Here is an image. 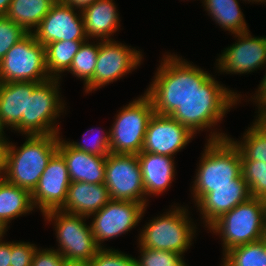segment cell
Segmentation results:
<instances>
[{
	"label": "cell",
	"instance_id": "6da1fadb",
	"mask_svg": "<svg viewBox=\"0 0 266 266\" xmlns=\"http://www.w3.org/2000/svg\"><path fill=\"white\" fill-rule=\"evenodd\" d=\"M162 60L145 93L154 113L170 116L211 74L177 55H163Z\"/></svg>",
	"mask_w": 266,
	"mask_h": 266
},
{
	"label": "cell",
	"instance_id": "7a4b0ae2",
	"mask_svg": "<svg viewBox=\"0 0 266 266\" xmlns=\"http://www.w3.org/2000/svg\"><path fill=\"white\" fill-rule=\"evenodd\" d=\"M210 133L193 181L195 206L212 187L237 185L243 179L239 148L227 134Z\"/></svg>",
	"mask_w": 266,
	"mask_h": 266
},
{
	"label": "cell",
	"instance_id": "3957f363",
	"mask_svg": "<svg viewBox=\"0 0 266 266\" xmlns=\"http://www.w3.org/2000/svg\"><path fill=\"white\" fill-rule=\"evenodd\" d=\"M59 137V135H27L26 141L18 148L7 141L3 178L10 184L32 193L49 160L58 151Z\"/></svg>",
	"mask_w": 266,
	"mask_h": 266
},
{
	"label": "cell",
	"instance_id": "277c9868",
	"mask_svg": "<svg viewBox=\"0 0 266 266\" xmlns=\"http://www.w3.org/2000/svg\"><path fill=\"white\" fill-rule=\"evenodd\" d=\"M211 75L203 85L189 96L170 116L187 126L194 134L217 126L240 96Z\"/></svg>",
	"mask_w": 266,
	"mask_h": 266
},
{
	"label": "cell",
	"instance_id": "5b68a950",
	"mask_svg": "<svg viewBox=\"0 0 266 266\" xmlns=\"http://www.w3.org/2000/svg\"><path fill=\"white\" fill-rule=\"evenodd\" d=\"M208 230L221 236L223 255L234 247L263 239L266 200L251 197L220 216Z\"/></svg>",
	"mask_w": 266,
	"mask_h": 266
},
{
	"label": "cell",
	"instance_id": "8992f818",
	"mask_svg": "<svg viewBox=\"0 0 266 266\" xmlns=\"http://www.w3.org/2000/svg\"><path fill=\"white\" fill-rule=\"evenodd\" d=\"M174 207L143 226L138 240L140 246L184 255L192 244L197 228L189 220L188 209L177 205Z\"/></svg>",
	"mask_w": 266,
	"mask_h": 266
},
{
	"label": "cell",
	"instance_id": "52a82bcc",
	"mask_svg": "<svg viewBox=\"0 0 266 266\" xmlns=\"http://www.w3.org/2000/svg\"><path fill=\"white\" fill-rule=\"evenodd\" d=\"M60 81L50 78L39 83L33 92H27L26 116L13 130L22 135H59L57 117L64 112L65 104L59 89Z\"/></svg>",
	"mask_w": 266,
	"mask_h": 266
},
{
	"label": "cell",
	"instance_id": "ba28073f",
	"mask_svg": "<svg viewBox=\"0 0 266 266\" xmlns=\"http://www.w3.org/2000/svg\"><path fill=\"white\" fill-rule=\"evenodd\" d=\"M45 221H54L58 251L67 262L88 264L101 249L86 224L88 217L51 210L43 214Z\"/></svg>",
	"mask_w": 266,
	"mask_h": 266
},
{
	"label": "cell",
	"instance_id": "9c48e42d",
	"mask_svg": "<svg viewBox=\"0 0 266 266\" xmlns=\"http://www.w3.org/2000/svg\"><path fill=\"white\" fill-rule=\"evenodd\" d=\"M153 114V103L146 93L124 106L109 129L111 153L139 154Z\"/></svg>",
	"mask_w": 266,
	"mask_h": 266
},
{
	"label": "cell",
	"instance_id": "30bf717a",
	"mask_svg": "<svg viewBox=\"0 0 266 266\" xmlns=\"http://www.w3.org/2000/svg\"><path fill=\"white\" fill-rule=\"evenodd\" d=\"M49 79L45 46L33 33L13 45L0 61V82L41 83Z\"/></svg>",
	"mask_w": 266,
	"mask_h": 266
},
{
	"label": "cell",
	"instance_id": "8fae6325",
	"mask_svg": "<svg viewBox=\"0 0 266 266\" xmlns=\"http://www.w3.org/2000/svg\"><path fill=\"white\" fill-rule=\"evenodd\" d=\"M110 198L135 201L147 207L143 179L137 154H113L106 157L105 180Z\"/></svg>",
	"mask_w": 266,
	"mask_h": 266
},
{
	"label": "cell",
	"instance_id": "7c38bea8",
	"mask_svg": "<svg viewBox=\"0 0 266 266\" xmlns=\"http://www.w3.org/2000/svg\"><path fill=\"white\" fill-rule=\"evenodd\" d=\"M146 207L135 201H121L111 199L98 212L93 213L90 222L91 231L97 245L109 239L119 237L138 225Z\"/></svg>",
	"mask_w": 266,
	"mask_h": 266
},
{
	"label": "cell",
	"instance_id": "4fadbf2b",
	"mask_svg": "<svg viewBox=\"0 0 266 266\" xmlns=\"http://www.w3.org/2000/svg\"><path fill=\"white\" fill-rule=\"evenodd\" d=\"M115 40H99V50L93 75V90L121 79L136 69L142 61V52Z\"/></svg>",
	"mask_w": 266,
	"mask_h": 266
},
{
	"label": "cell",
	"instance_id": "5bb4252c",
	"mask_svg": "<svg viewBox=\"0 0 266 266\" xmlns=\"http://www.w3.org/2000/svg\"><path fill=\"white\" fill-rule=\"evenodd\" d=\"M249 32L234 34L236 43L216 59L220 73L248 74L266 65V37H253Z\"/></svg>",
	"mask_w": 266,
	"mask_h": 266
},
{
	"label": "cell",
	"instance_id": "9a60e30c",
	"mask_svg": "<svg viewBox=\"0 0 266 266\" xmlns=\"http://www.w3.org/2000/svg\"><path fill=\"white\" fill-rule=\"evenodd\" d=\"M64 2H55L39 26L33 31L43 46L57 41H86L83 18Z\"/></svg>",
	"mask_w": 266,
	"mask_h": 266
},
{
	"label": "cell",
	"instance_id": "2e32d148",
	"mask_svg": "<svg viewBox=\"0 0 266 266\" xmlns=\"http://www.w3.org/2000/svg\"><path fill=\"white\" fill-rule=\"evenodd\" d=\"M194 135L187 126L171 116L154 113L148 122L141 152L174 157Z\"/></svg>",
	"mask_w": 266,
	"mask_h": 266
},
{
	"label": "cell",
	"instance_id": "e0dca14e",
	"mask_svg": "<svg viewBox=\"0 0 266 266\" xmlns=\"http://www.w3.org/2000/svg\"><path fill=\"white\" fill-rule=\"evenodd\" d=\"M70 178L65 159L57 151L49 160L37 187L31 193L33 207L42 214L59 210L66 200Z\"/></svg>",
	"mask_w": 266,
	"mask_h": 266
},
{
	"label": "cell",
	"instance_id": "ac0fdd59",
	"mask_svg": "<svg viewBox=\"0 0 266 266\" xmlns=\"http://www.w3.org/2000/svg\"><path fill=\"white\" fill-rule=\"evenodd\" d=\"M251 197L250 188L243 178L237 185L212 187V191L197 203V207L202 215L203 223L208 228L224 213Z\"/></svg>",
	"mask_w": 266,
	"mask_h": 266
},
{
	"label": "cell",
	"instance_id": "d6986e66",
	"mask_svg": "<svg viewBox=\"0 0 266 266\" xmlns=\"http://www.w3.org/2000/svg\"><path fill=\"white\" fill-rule=\"evenodd\" d=\"M58 152L66 161L71 182L104 183L106 157L77 150L61 137L58 141Z\"/></svg>",
	"mask_w": 266,
	"mask_h": 266
},
{
	"label": "cell",
	"instance_id": "ffe728a7",
	"mask_svg": "<svg viewBox=\"0 0 266 266\" xmlns=\"http://www.w3.org/2000/svg\"><path fill=\"white\" fill-rule=\"evenodd\" d=\"M111 200L104 183L71 182L64 205L59 209L65 213L89 217Z\"/></svg>",
	"mask_w": 266,
	"mask_h": 266
},
{
	"label": "cell",
	"instance_id": "44dd1931",
	"mask_svg": "<svg viewBox=\"0 0 266 266\" xmlns=\"http://www.w3.org/2000/svg\"><path fill=\"white\" fill-rule=\"evenodd\" d=\"M137 158L141 168L145 195L153 196L166 192L174 177V157L140 152ZM153 194V195H152Z\"/></svg>",
	"mask_w": 266,
	"mask_h": 266
},
{
	"label": "cell",
	"instance_id": "7402d4cb",
	"mask_svg": "<svg viewBox=\"0 0 266 266\" xmlns=\"http://www.w3.org/2000/svg\"><path fill=\"white\" fill-rule=\"evenodd\" d=\"M113 0H96L81 10L87 39L114 40L110 36L120 28V17Z\"/></svg>",
	"mask_w": 266,
	"mask_h": 266
},
{
	"label": "cell",
	"instance_id": "603a6c76",
	"mask_svg": "<svg viewBox=\"0 0 266 266\" xmlns=\"http://www.w3.org/2000/svg\"><path fill=\"white\" fill-rule=\"evenodd\" d=\"M37 82H0V131L13 129L26 116L27 92H33Z\"/></svg>",
	"mask_w": 266,
	"mask_h": 266
},
{
	"label": "cell",
	"instance_id": "cb8c5ba5",
	"mask_svg": "<svg viewBox=\"0 0 266 266\" xmlns=\"http://www.w3.org/2000/svg\"><path fill=\"white\" fill-rule=\"evenodd\" d=\"M34 210L31 193L0 178V223L8 229L15 218Z\"/></svg>",
	"mask_w": 266,
	"mask_h": 266
},
{
	"label": "cell",
	"instance_id": "d4e9b609",
	"mask_svg": "<svg viewBox=\"0 0 266 266\" xmlns=\"http://www.w3.org/2000/svg\"><path fill=\"white\" fill-rule=\"evenodd\" d=\"M203 7L223 30L238 34L248 31L238 0H203Z\"/></svg>",
	"mask_w": 266,
	"mask_h": 266
},
{
	"label": "cell",
	"instance_id": "484cf974",
	"mask_svg": "<svg viewBox=\"0 0 266 266\" xmlns=\"http://www.w3.org/2000/svg\"><path fill=\"white\" fill-rule=\"evenodd\" d=\"M54 3L53 0H11L6 16L33 33Z\"/></svg>",
	"mask_w": 266,
	"mask_h": 266
},
{
	"label": "cell",
	"instance_id": "4316f807",
	"mask_svg": "<svg viewBox=\"0 0 266 266\" xmlns=\"http://www.w3.org/2000/svg\"><path fill=\"white\" fill-rule=\"evenodd\" d=\"M245 131L241 141L229 137L241 152V160H256L266 163V120L259 114Z\"/></svg>",
	"mask_w": 266,
	"mask_h": 266
},
{
	"label": "cell",
	"instance_id": "83f0119b",
	"mask_svg": "<svg viewBox=\"0 0 266 266\" xmlns=\"http://www.w3.org/2000/svg\"><path fill=\"white\" fill-rule=\"evenodd\" d=\"M85 41H57L45 45L47 73L50 78L61 79L69 70L75 54Z\"/></svg>",
	"mask_w": 266,
	"mask_h": 266
},
{
	"label": "cell",
	"instance_id": "f1b7e54d",
	"mask_svg": "<svg viewBox=\"0 0 266 266\" xmlns=\"http://www.w3.org/2000/svg\"><path fill=\"white\" fill-rule=\"evenodd\" d=\"M99 50L98 43L89 44V39L82 43L78 52L73 58V62L68 70L72 75L84 81V90L86 93L93 90V75Z\"/></svg>",
	"mask_w": 266,
	"mask_h": 266
},
{
	"label": "cell",
	"instance_id": "f546056e",
	"mask_svg": "<svg viewBox=\"0 0 266 266\" xmlns=\"http://www.w3.org/2000/svg\"><path fill=\"white\" fill-rule=\"evenodd\" d=\"M222 258L221 266H266L264 239L234 247Z\"/></svg>",
	"mask_w": 266,
	"mask_h": 266
},
{
	"label": "cell",
	"instance_id": "4dcf8cb0",
	"mask_svg": "<svg viewBox=\"0 0 266 266\" xmlns=\"http://www.w3.org/2000/svg\"><path fill=\"white\" fill-rule=\"evenodd\" d=\"M242 175L253 198L266 200V163L256 160H241Z\"/></svg>",
	"mask_w": 266,
	"mask_h": 266
},
{
	"label": "cell",
	"instance_id": "1f68e13d",
	"mask_svg": "<svg viewBox=\"0 0 266 266\" xmlns=\"http://www.w3.org/2000/svg\"><path fill=\"white\" fill-rule=\"evenodd\" d=\"M140 259L135 258L136 266H187L182 254L166 250H155L138 246Z\"/></svg>",
	"mask_w": 266,
	"mask_h": 266
},
{
	"label": "cell",
	"instance_id": "d6a6232c",
	"mask_svg": "<svg viewBox=\"0 0 266 266\" xmlns=\"http://www.w3.org/2000/svg\"><path fill=\"white\" fill-rule=\"evenodd\" d=\"M27 34L28 32L22 26L17 25L6 15H0V61L13 45Z\"/></svg>",
	"mask_w": 266,
	"mask_h": 266
},
{
	"label": "cell",
	"instance_id": "836d02e7",
	"mask_svg": "<svg viewBox=\"0 0 266 266\" xmlns=\"http://www.w3.org/2000/svg\"><path fill=\"white\" fill-rule=\"evenodd\" d=\"M87 266H136L135 258L118 250L101 248Z\"/></svg>",
	"mask_w": 266,
	"mask_h": 266
},
{
	"label": "cell",
	"instance_id": "e575fe53",
	"mask_svg": "<svg viewBox=\"0 0 266 266\" xmlns=\"http://www.w3.org/2000/svg\"><path fill=\"white\" fill-rule=\"evenodd\" d=\"M98 129V128H97ZM93 130V128H90V130H87L84 134H83V142L86 140V135L87 132H91ZM99 133L101 135H97L94 136V140L92 141V143L90 144H86L83 142H70L68 141V143L75 149L77 150H81L84 151L88 154H92V155H97L100 157H107L111 151H110V132H100ZM103 133V134H102Z\"/></svg>",
	"mask_w": 266,
	"mask_h": 266
},
{
	"label": "cell",
	"instance_id": "d590c367",
	"mask_svg": "<svg viewBox=\"0 0 266 266\" xmlns=\"http://www.w3.org/2000/svg\"><path fill=\"white\" fill-rule=\"evenodd\" d=\"M37 247L29 242H11V266H32Z\"/></svg>",
	"mask_w": 266,
	"mask_h": 266
},
{
	"label": "cell",
	"instance_id": "8d00e7d4",
	"mask_svg": "<svg viewBox=\"0 0 266 266\" xmlns=\"http://www.w3.org/2000/svg\"><path fill=\"white\" fill-rule=\"evenodd\" d=\"M66 259L56 250L37 248L32 266H64Z\"/></svg>",
	"mask_w": 266,
	"mask_h": 266
},
{
	"label": "cell",
	"instance_id": "74e56055",
	"mask_svg": "<svg viewBox=\"0 0 266 266\" xmlns=\"http://www.w3.org/2000/svg\"><path fill=\"white\" fill-rule=\"evenodd\" d=\"M256 94V96H255ZM254 94V97H251L254 102L258 105V112L266 105V73L261 80L258 90ZM256 100V101H255Z\"/></svg>",
	"mask_w": 266,
	"mask_h": 266
},
{
	"label": "cell",
	"instance_id": "f35d334b",
	"mask_svg": "<svg viewBox=\"0 0 266 266\" xmlns=\"http://www.w3.org/2000/svg\"><path fill=\"white\" fill-rule=\"evenodd\" d=\"M11 241L0 240V266H11Z\"/></svg>",
	"mask_w": 266,
	"mask_h": 266
},
{
	"label": "cell",
	"instance_id": "ab89813d",
	"mask_svg": "<svg viewBox=\"0 0 266 266\" xmlns=\"http://www.w3.org/2000/svg\"><path fill=\"white\" fill-rule=\"evenodd\" d=\"M8 138L4 136L3 132H0V178H3L4 172V151Z\"/></svg>",
	"mask_w": 266,
	"mask_h": 266
},
{
	"label": "cell",
	"instance_id": "60d3db41",
	"mask_svg": "<svg viewBox=\"0 0 266 266\" xmlns=\"http://www.w3.org/2000/svg\"><path fill=\"white\" fill-rule=\"evenodd\" d=\"M96 0H63L64 3L72 6L73 8H79V11L88 5H91Z\"/></svg>",
	"mask_w": 266,
	"mask_h": 266
},
{
	"label": "cell",
	"instance_id": "b9f144b4",
	"mask_svg": "<svg viewBox=\"0 0 266 266\" xmlns=\"http://www.w3.org/2000/svg\"><path fill=\"white\" fill-rule=\"evenodd\" d=\"M11 0H0V15H6L10 6Z\"/></svg>",
	"mask_w": 266,
	"mask_h": 266
},
{
	"label": "cell",
	"instance_id": "7bdbcfd3",
	"mask_svg": "<svg viewBox=\"0 0 266 266\" xmlns=\"http://www.w3.org/2000/svg\"><path fill=\"white\" fill-rule=\"evenodd\" d=\"M8 231L1 223H0V240L4 237L3 235Z\"/></svg>",
	"mask_w": 266,
	"mask_h": 266
},
{
	"label": "cell",
	"instance_id": "ee69618b",
	"mask_svg": "<svg viewBox=\"0 0 266 266\" xmlns=\"http://www.w3.org/2000/svg\"><path fill=\"white\" fill-rule=\"evenodd\" d=\"M64 266H87L86 264L83 263H73V262H66Z\"/></svg>",
	"mask_w": 266,
	"mask_h": 266
},
{
	"label": "cell",
	"instance_id": "f6af8a7d",
	"mask_svg": "<svg viewBox=\"0 0 266 266\" xmlns=\"http://www.w3.org/2000/svg\"><path fill=\"white\" fill-rule=\"evenodd\" d=\"M257 113H259V115H260L261 117H263V118L266 120V110H260V111L257 112Z\"/></svg>",
	"mask_w": 266,
	"mask_h": 266
},
{
	"label": "cell",
	"instance_id": "bcb514c9",
	"mask_svg": "<svg viewBox=\"0 0 266 266\" xmlns=\"http://www.w3.org/2000/svg\"><path fill=\"white\" fill-rule=\"evenodd\" d=\"M243 1H249V2H255V3H257V2H260V3H266V0H243Z\"/></svg>",
	"mask_w": 266,
	"mask_h": 266
},
{
	"label": "cell",
	"instance_id": "7dc6e473",
	"mask_svg": "<svg viewBox=\"0 0 266 266\" xmlns=\"http://www.w3.org/2000/svg\"><path fill=\"white\" fill-rule=\"evenodd\" d=\"M263 239H264L265 242H266V231H265V233H264V237H263Z\"/></svg>",
	"mask_w": 266,
	"mask_h": 266
},
{
	"label": "cell",
	"instance_id": "c3c4849f",
	"mask_svg": "<svg viewBox=\"0 0 266 266\" xmlns=\"http://www.w3.org/2000/svg\"><path fill=\"white\" fill-rule=\"evenodd\" d=\"M54 2H63V0H53Z\"/></svg>",
	"mask_w": 266,
	"mask_h": 266
}]
</instances>
